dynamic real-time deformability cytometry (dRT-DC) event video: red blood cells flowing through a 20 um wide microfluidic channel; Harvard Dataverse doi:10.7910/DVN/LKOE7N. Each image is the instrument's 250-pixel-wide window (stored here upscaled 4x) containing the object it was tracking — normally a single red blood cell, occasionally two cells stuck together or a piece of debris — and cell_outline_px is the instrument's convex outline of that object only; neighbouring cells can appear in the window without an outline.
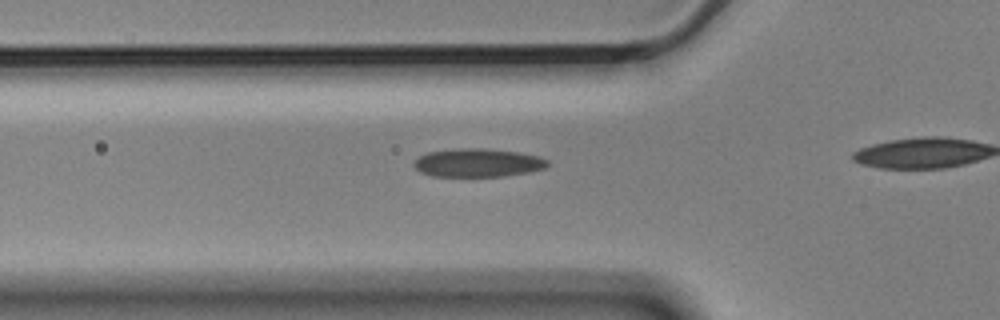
{"species": "Egyptian fruit bat (a non-hibernating species)", "species_latin": "Rousettus aegyptiacus", "temperature_condition": "cold", "stored_images_in_passage": 40, "camera_frame_rate_fps": 3000, "um_per_image_px": 0.085, "animal": {"sex": "male"}, "frame": {"image": 1, "passage_image": 14, "time_ms": 4.333, "image_size_px": [1000, 320], "cell_outline_px": [[548, 164], [544, 168], [528, 172], [504, 176], [432, 176], [420, 172], [412, 164], [420, 156], [428, 152], [460, 148], [480, 148], [516, 152], [540, 156], [548, 160]], "centroid_in_image_um": [40.6, 13.84], "position_along_channel_um": 85.2, "area_um2": 21.91}}
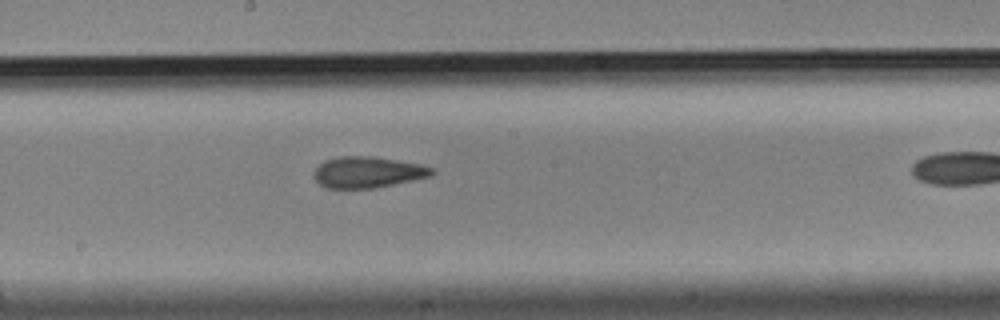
{"frame": {"image": 2, "passage_image": 25, "time_ms": 8.0, "image_size_px": [1000, 320], "cell_outline_px": [[436, 172], [432, 176], [376, 188], [324, 188], [312, 176], [316, 168], [324, 160], [340, 156], [372, 156], [420, 164], [436, 168]], "centroid_in_image_um": [31.28, 14.64], "position_along_channel_um": 216.9, "area_um2": 21.62}}
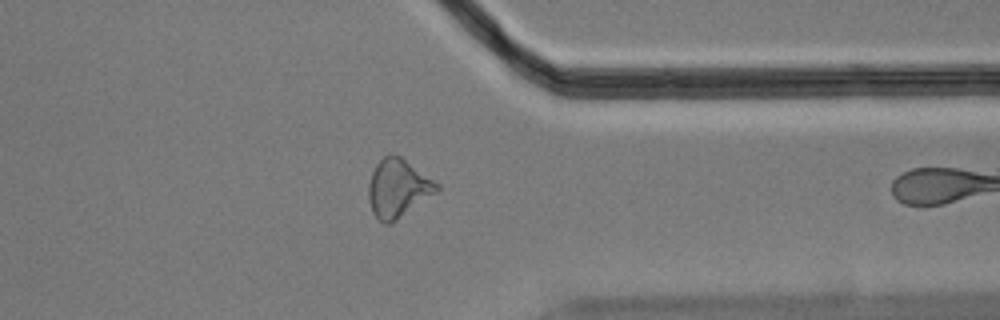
{"frame": {"image": 3, "passage_image": 39, "time_ms": 12.667, "image_size_px": [1000, 320], "cell_outline_px": [[440, 188], [436, 192], [396, 220], [388, 224], [384, 224], [372, 212], [368, 200], [368, 184], [372, 172], [376, 164], [384, 156], [400, 156], [440, 184]], "centroid_in_image_um": [33.81, 16.01], "position_along_channel_um": 377.6, "area_um2": 22.77}}